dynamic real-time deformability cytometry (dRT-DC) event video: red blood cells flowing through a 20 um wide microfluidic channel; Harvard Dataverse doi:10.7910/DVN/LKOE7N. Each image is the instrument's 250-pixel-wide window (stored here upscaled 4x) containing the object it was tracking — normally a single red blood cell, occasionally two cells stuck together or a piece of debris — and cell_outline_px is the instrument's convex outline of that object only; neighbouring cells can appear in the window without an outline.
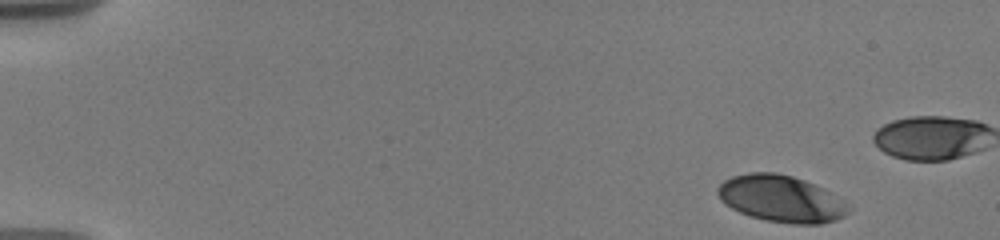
{"species": "human", "species_latin": "Homo sapiens", "temperature_condition": "warm", "stored_images_in_passage": 10, "camera_frame_rate_fps": 3000, "um_per_image_px": 0.085, "donor": {"sex": "male"}, "frame": {"image": 1, "passage_image": 1, "time_ms": 0.0, "image_size_px": [1000, 240], "cell_outline_px": [[852, 208], [844, 216], [836, 220], [820, 224], [792, 224], [764, 220], [740, 212], [724, 204], [720, 200], [716, 192], [716, 188], [724, 180], [732, 176], [748, 172], [776, 172], [792, 176], [804, 180], [824, 188]], "centroid_in_image_um": [66.37, 16.89], "position_along_channel_um": 18.6, "area_um2": 35.72}}
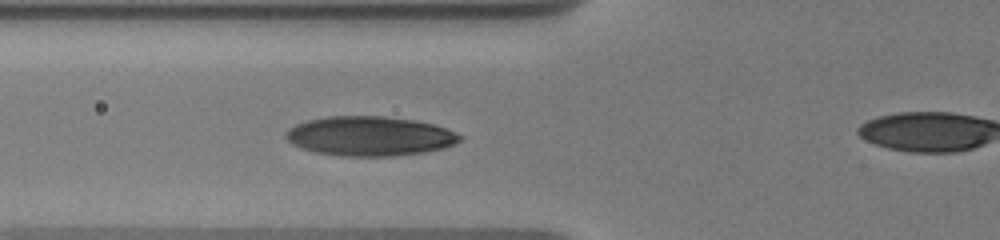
{"frame": {"image": 2, "passage_image": 9, "time_ms": 5.667, "image_size_px": [1000, 240], "cell_outline_px": [[464, 136], [460, 140], [444, 148], [424, 152], [392, 156], [344, 156], [316, 152], [300, 148], [292, 144], [284, 136], [288, 128], [296, 124], [308, 120], [328, 116], [384, 116], [416, 120], [432, 124], [456, 132]], "centroid_in_image_um": [31.41, 11.56], "position_along_channel_um": 94.4, "area_um2": 40.06}}